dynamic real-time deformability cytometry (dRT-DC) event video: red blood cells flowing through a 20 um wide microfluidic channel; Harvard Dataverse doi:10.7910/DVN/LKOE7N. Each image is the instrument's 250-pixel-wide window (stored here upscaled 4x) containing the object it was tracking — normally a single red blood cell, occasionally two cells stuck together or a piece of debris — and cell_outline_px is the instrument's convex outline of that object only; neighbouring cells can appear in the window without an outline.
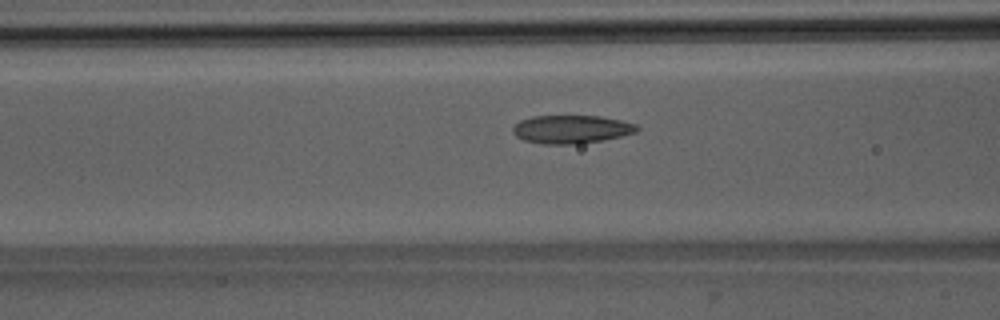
{"species": "Egyptian fruit bat (a non-hibernating species)", "species_latin": "Rousettus aegyptiacus", "temperature_condition": "room temperature", "stored_images_in_passage": 5, "camera_frame_rate_fps": 3000, "um_per_image_px": 0.085, "animal": {"sex": "male"}, "frame": {"image": 1, "passage_image": 4, "time_ms": 1.0, "image_size_px": [1000, 320], "cell_outline_px": [[640, 128], [636, 132], [620, 136], [580, 144], [544, 144], [524, 140], [516, 136], [512, 132], [512, 128], [520, 120], [532, 116], [600, 116], [620, 120], [636, 124]], "centroid_in_image_um": [48.55, 10.98], "position_along_channel_um": 118.1, "area_um2": 20.35}}